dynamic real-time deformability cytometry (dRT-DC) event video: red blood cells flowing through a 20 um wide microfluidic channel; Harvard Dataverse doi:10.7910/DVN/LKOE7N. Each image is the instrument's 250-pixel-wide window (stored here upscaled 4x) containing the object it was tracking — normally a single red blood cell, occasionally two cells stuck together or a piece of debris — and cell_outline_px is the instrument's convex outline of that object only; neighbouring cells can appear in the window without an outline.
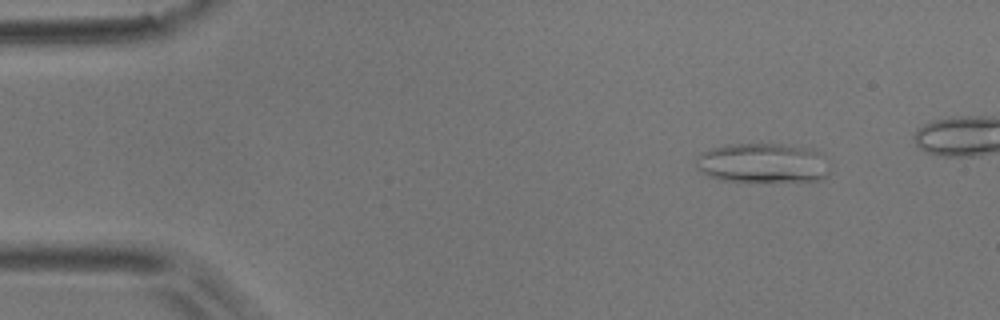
{"species": "common noctule bat (a hibernating species)", "species_latin": "Nyctalus noctula", "temperature_condition": "room temperature", "stored_images_in_passage": 41, "camera_frame_rate_fps": 3000, "um_per_image_px": 0.085, "animal": {"sex": "male", "body_mass_g": 17.9}, "frame": {"image": 1, "passage_image": 1, "time_ms": 0.0, "image_size_px": [1000, 320], "cell_outline_px": [[832, 172], [828, 176], [820, 180], [720, 180], [708, 176], [696, 168], [696, 156], [700, 152], [712, 148], [728, 144], [780, 144], [812, 148], [820, 152], [824, 156]], "centroid_in_image_um": [64.85, 13.84], "position_along_channel_um": 20.1, "area_um2": 30.92}}
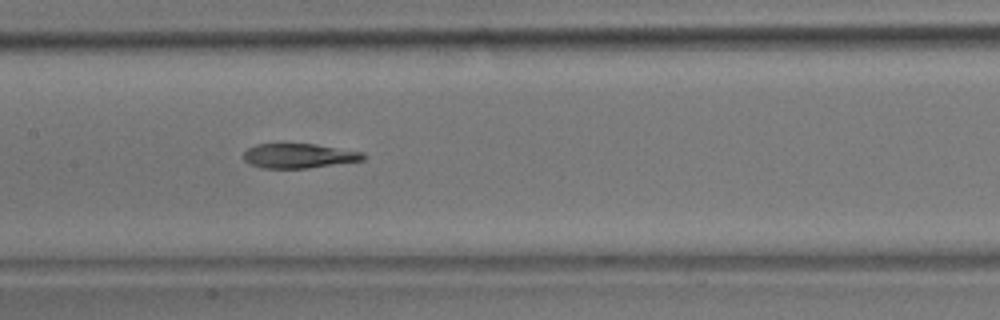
{"frame": {"image": 2, "passage_image": 20, "time_ms": 6.333, "image_size_px": [1000, 320], "cell_outline_px": [[364, 160], [308, 168], [260, 168], [248, 164], [244, 160], [244, 152], [248, 148], [256, 144], [316, 144], [364, 152]], "centroid_in_image_um": [25.38, 13.25], "position_along_channel_um": 182.0, "area_um2": 17.17}}
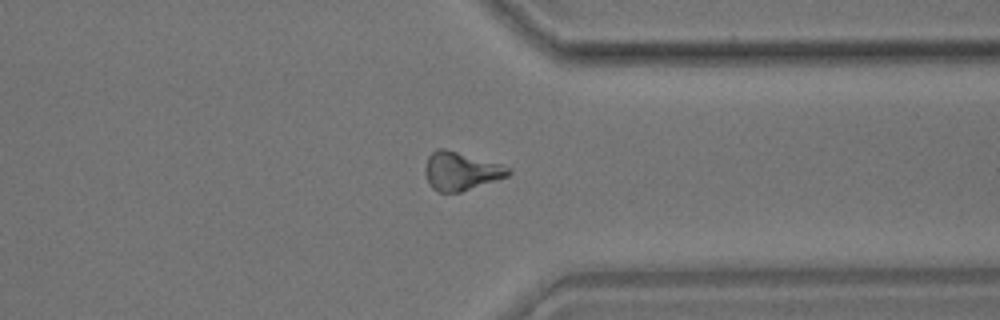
{"frame": {"image": 3, "passage_image": 35, "time_ms": 11.333, "image_size_px": [1000, 320], "cell_outline_px": [[512, 172], [508, 176], [460, 192], [440, 192], [432, 188], [424, 172], [424, 168], [428, 156], [436, 148], [444, 148], [500, 164], [512, 168]], "centroid_in_image_um": [39.17, 14.54], "position_along_channel_um": 372.2, "area_um2": 18.44}}